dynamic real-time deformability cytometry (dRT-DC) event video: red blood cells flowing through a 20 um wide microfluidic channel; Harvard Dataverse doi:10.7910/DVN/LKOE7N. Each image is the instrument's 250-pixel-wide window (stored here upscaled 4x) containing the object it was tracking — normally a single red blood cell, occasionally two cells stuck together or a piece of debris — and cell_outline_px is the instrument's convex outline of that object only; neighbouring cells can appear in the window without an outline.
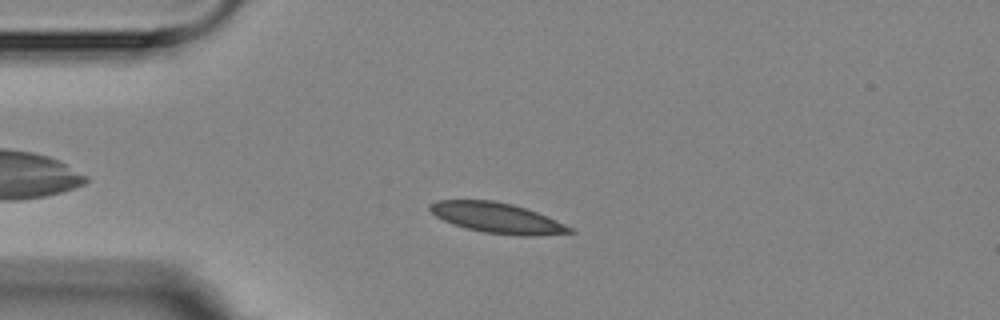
{"species": "Egyptian fruit bat (a non-hibernating species)", "species_latin": "Rousettus aegyptiacus", "temperature_condition": "room temperature", "stored_images_in_passage": 6, "camera_frame_rate_fps": 3000, "um_per_image_px": 0.085, "animal": {"sex": "female"}, "frame": {"image": 1, "passage_image": 4, "time_ms": 3.667, "image_size_px": [1000, 320], "cell_outline_px": [[576, 232], [536, 236], [520, 236], [484, 232], [452, 224], [436, 216], [428, 208], [428, 204], [436, 200], [492, 200], [512, 204], [536, 212], [556, 220], [572, 228]], "centroid_in_image_um": [42.24, 18.52], "position_along_channel_um": 42.8, "area_um2": 24.57}}